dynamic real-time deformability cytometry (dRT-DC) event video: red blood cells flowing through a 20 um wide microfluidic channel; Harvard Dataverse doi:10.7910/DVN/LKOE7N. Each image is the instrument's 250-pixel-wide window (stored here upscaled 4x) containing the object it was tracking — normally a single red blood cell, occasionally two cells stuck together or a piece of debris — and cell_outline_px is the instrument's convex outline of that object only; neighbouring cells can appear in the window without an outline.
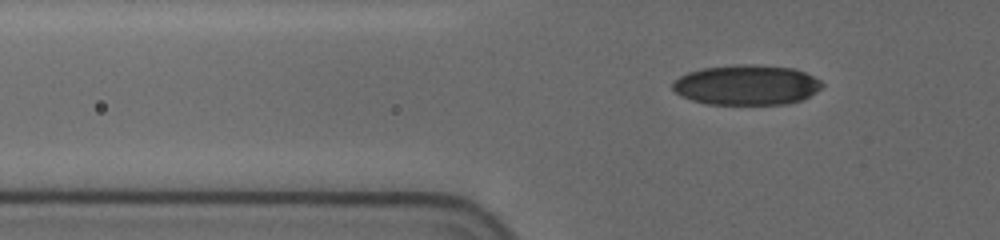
{"species": "human", "species_latin": "Homo sapiens", "temperature_condition": "cold", "stored_images_in_passage": 28, "camera_frame_rate_fps": 3000, "um_per_image_px": 0.085, "donor": {"sex": "female"}, "frame": {"image": 1, "passage_image": 2, "time_ms": 0.333, "image_size_px": [1000, 240], "cell_outline_px": [[824, 84], [820, 88], [808, 96], [800, 100], [784, 104], [704, 104], [680, 96], [672, 88], [672, 84], [680, 76], [688, 72], [700, 68], [740, 64], [792, 68], [804, 72], [820, 80]], "centroid_in_image_um": [63.41, 7.23], "position_along_channel_um": 62.4, "area_um2": 34.62}}
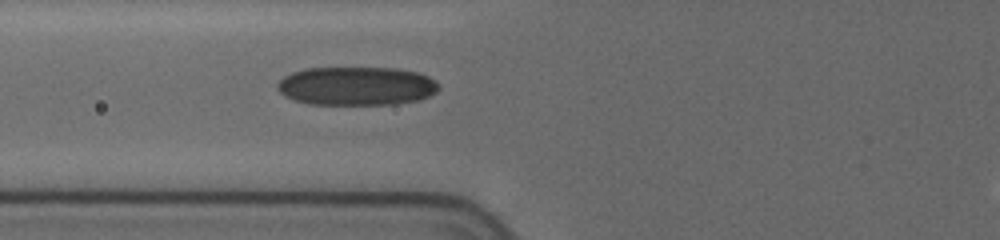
{"frame": {"image": 2, "passage_image": 13, "time_ms": 1.667, "image_size_px": [1000, 240], "cell_outline_px": [[440, 88], [436, 92], [428, 96], [416, 100], [392, 104], [308, 104], [296, 100], [280, 92], [276, 84], [284, 76], [292, 72], [308, 68], [392, 68], [416, 72], [428, 76]], "centroid_in_image_um": [30.28, 7.31], "position_along_channel_um": 95.5, "area_um2": 35.89}}
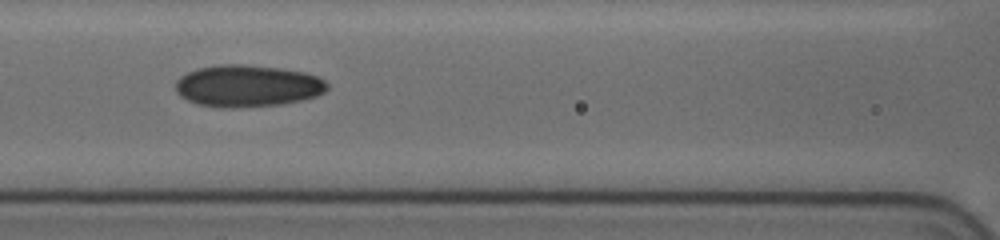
{"frame": {"image": 3, "passage_image": 24, "time_ms": 3.0, "image_size_px": [1000, 240], "cell_outline_px": [[328, 88], [324, 92], [316, 96], [300, 100], [280, 104], [200, 104], [188, 100], [180, 96], [176, 88], [176, 80], [180, 76], [196, 68], [216, 64], [244, 64], [280, 68], [304, 72], [316, 76], [324, 80], [328, 84]], "centroid_in_image_um": [21.06, 7.23], "position_along_channel_um": 145.5, "area_um2": 35.72}}